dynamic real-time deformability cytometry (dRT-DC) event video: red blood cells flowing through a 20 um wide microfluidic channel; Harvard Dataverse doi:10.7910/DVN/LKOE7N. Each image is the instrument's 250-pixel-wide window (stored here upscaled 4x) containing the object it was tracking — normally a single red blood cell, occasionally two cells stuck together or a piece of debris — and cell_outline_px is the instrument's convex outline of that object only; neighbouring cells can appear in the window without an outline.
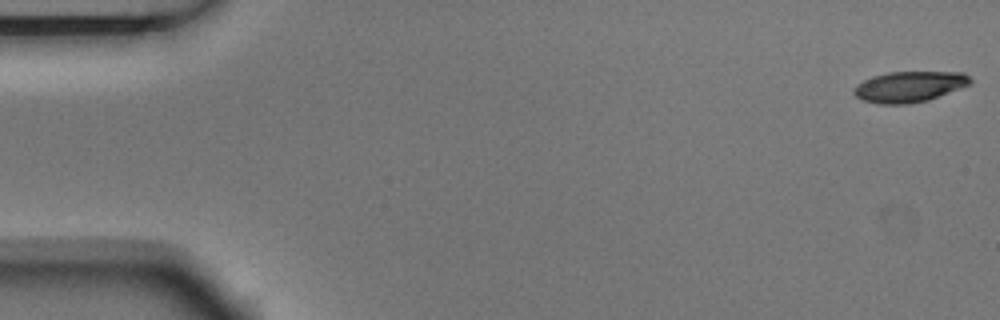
{"species": "Egyptian fruit bat (a non-hibernating species)", "species_latin": "Rousettus aegyptiacus", "temperature_condition": "room temperature", "stored_images_in_passage": 4, "camera_frame_rate_fps": 3000, "um_per_image_px": 0.085, "animal": {"sex": "male"}, "frame": {"image": 1, "passage_image": 1, "time_ms": 0.0, "image_size_px": [1000, 320], "cell_outline_px": [[972, 84], [928, 100], [908, 104], [880, 104], [864, 100], [856, 96], [852, 92], [852, 88], [856, 84], [872, 76], [888, 72], [964, 72], [972, 80]], "centroid_in_image_um": [77.29, 7.36], "position_along_channel_um": 7.7, "area_um2": 20.98}}
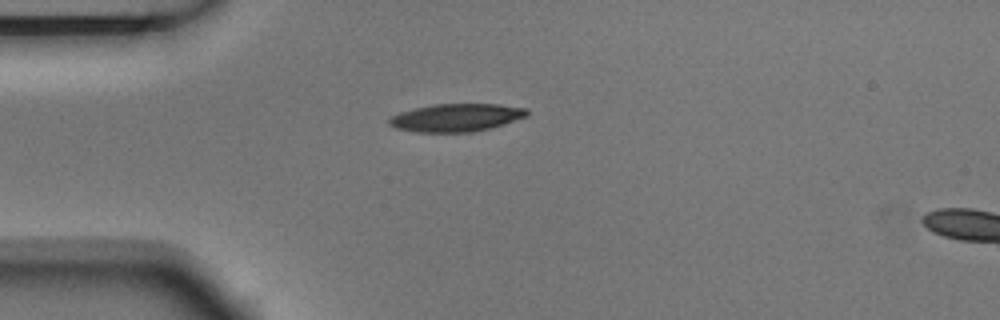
{"frame": {"image": 2, "passage_image": 4, "time_ms": 1.0, "image_size_px": [1000, 320], "cell_outline_px": [[528, 116], [504, 124], [472, 132], [416, 132], [396, 128], [388, 124], [388, 120], [392, 116], [400, 112], [432, 104], [500, 104], [528, 108]], "centroid_in_image_um": [38.8, 9.99], "position_along_channel_um": 46.2, "area_um2": 22.37}}